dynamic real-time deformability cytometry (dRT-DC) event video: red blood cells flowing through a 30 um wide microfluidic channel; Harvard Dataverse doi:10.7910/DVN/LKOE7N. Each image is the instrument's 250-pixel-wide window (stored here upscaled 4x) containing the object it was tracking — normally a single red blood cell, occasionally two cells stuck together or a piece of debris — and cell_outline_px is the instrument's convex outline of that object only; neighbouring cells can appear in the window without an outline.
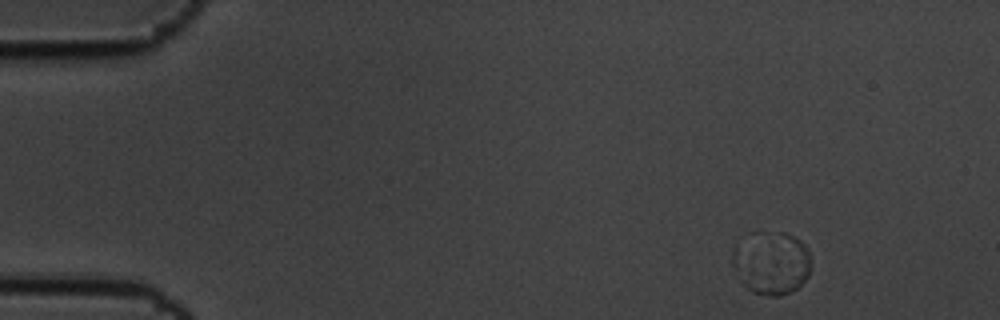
{"species": "common noctule bat (a hibernating species)", "species_latin": "Nyctalus noctula", "temperature_condition": "cold", "stored_images_in_passage": 11, "camera_frame_rate_fps": 3000, "um_per_image_px": 0.085, "animal": {"sex": "male", "body_mass_g": 19.5, "forearm_length_mm": 54.6}, "frame": {"image": 1, "passage_image": 1, "time_ms": 0.0, "image_size_px": [1000, 320], "cell_outline_px": [[812, 268], [808, 276], [792, 292], [780, 296], [768, 296], [752, 292], [744, 284], [752, 268], [780, 232], [784, 232], [800, 240], [808, 248], [812, 264]], "centroid_in_image_um": [66.34, 22.73], "position_along_channel_um": 18.7, "area_um2": 20.46}}
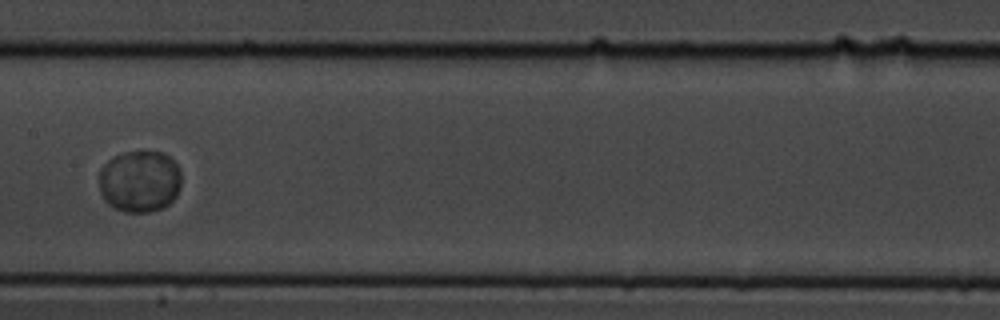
{"frame": {"image": 2, "passage_image": 7, "time_ms": 2.0, "image_size_px": [1000, 320], "cell_outline_px": [[180, 188], [176, 196], [164, 208], [148, 212], [124, 212], [108, 204], [104, 200], [100, 192], [100, 168], [112, 156], [124, 152], [140, 148], [164, 152], [176, 164], [180, 172]], "centroid_in_image_um": [11.87, 15.36], "position_along_channel_um": 195.5, "area_um2": 30.35}}
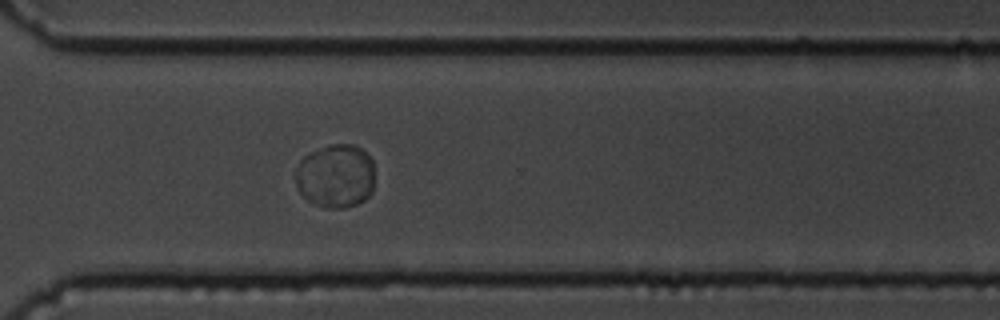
{"frame": {"image": 3, "passage_image": 11, "time_ms": 3.333, "image_size_px": [1000, 320], "cell_outline_px": [[372, 192], [364, 200], [356, 204], [344, 208], [328, 208], [316, 204], [308, 200], [300, 192], [296, 184], [296, 168], [300, 160], [304, 156], [328, 144], [352, 144], [360, 148], [372, 160]], "centroid_in_image_um": [28.51, 14.96], "position_along_channel_um": 342.1, "area_um2": 29.13}}